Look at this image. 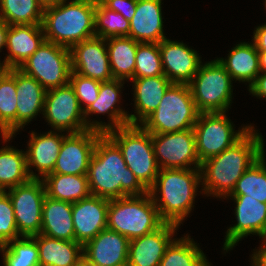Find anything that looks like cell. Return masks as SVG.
Returning a JSON list of instances; mask_svg holds the SVG:
<instances>
[{"mask_svg": "<svg viewBox=\"0 0 266 266\" xmlns=\"http://www.w3.org/2000/svg\"><path fill=\"white\" fill-rule=\"evenodd\" d=\"M121 150L127 167L149 189L160 168L156 162L152 134L141 125H126L105 133Z\"/></svg>", "mask_w": 266, "mask_h": 266, "instance_id": "cell-7", "label": "cell"}, {"mask_svg": "<svg viewBox=\"0 0 266 266\" xmlns=\"http://www.w3.org/2000/svg\"><path fill=\"white\" fill-rule=\"evenodd\" d=\"M164 75L159 43H138L134 78Z\"/></svg>", "mask_w": 266, "mask_h": 266, "instance_id": "cell-39", "label": "cell"}, {"mask_svg": "<svg viewBox=\"0 0 266 266\" xmlns=\"http://www.w3.org/2000/svg\"><path fill=\"white\" fill-rule=\"evenodd\" d=\"M164 223L149 192L110 199L107 228L129 240L149 234Z\"/></svg>", "mask_w": 266, "mask_h": 266, "instance_id": "cell-5", "label": "cell"}, {"mask_svg": "<svg viewBox=\"0 0 266 266\" xmlns=\"http://www.w3.org/2000/svg\"><path fill=\"white\" fill-rule=\"evenodd\" d=\"M199 111L189 84L173 83L156 110L140 125L151 134H166L193 129Z\"/></svg>", "mask_w": 266, "mask_h": 266, "instance_id": "cell-6", "label": "cell"}, {"mask_svg": "<svg viewBox=\"0 0 266 266\" xmlns=\"http://www.w3.org/2000/svg\"><path fill=\"white\" fill-rule=\"evenodd\" d=\"M252 42L258 51H266V24L257 26L253 32Z\"/></svg>", "mask_w": 266, "mask_h": 266, "instance_id": "cell-44", "label": "cell"}, {"mask_svg": "<svg viewBox=\"0 0 266 266\" xmlns=\"http://www.w3.org/2000/svg\"><path fill=\"white\" fill-rule=\"evenodd\" d=\"M69 83L73 87L81 109L86 110L90 104L96 101L99 95L101 82L71 71ZM85 106H83V105Z\"/></svg>", "mask_w": 266, "mask_h": 266, "instance_id": "cell-40", "label": "cell"}, {"mask_svg": "<svg viewBox=\"0 0 266 266\" xmlns=\"http://www.w3.org/2000/svg\"><path fill=\"white\" fill-rule=\"evenodd\" d=\"M161 4L162 0H137L128 36L139 43H159L166 39Z\"/></svg>", "mask_w": 266, "mask_h": 266, "instance_id": "cell-24", "label": "cell"}, {"mask_svg": "<svg viewBox=\"0 0 266 266\" xmlns=\"http://www.w3.org/2000/svg\"><path fill=\"white\" fill-rule=\"evenodd\" d=\"M259 67L261 72H266V51H258Z\"/></svg>", "mask_w": 266, "mask_h": 266, "instance_id": "cell-48", "label": "cell"}, {"mask_svg": "<svg viewBox=\"0 0 266 266\" xmlns=\"http://www.w3.org/2000/svg\"><path fill=\"white\" fill-rule=\"evenodd\" d=\"M19 69L46 90L66 85L71 73L70 49L45 40Z\"/></svg>", "mask_w": 266, "mask_h": 266, "instance_id": "cell-9", "label": "cell"}, {"mask_svg": "<svg viewBox=\"0 0 266 266\" xmlns=\"http://www.w3.org/2000/svg\"><path fill=\"white\" fill-rule=\"evenodd\" d=\"M164 75L177 84H189L201 65V57L183 42L168 38L159 42Z\"/></svg>", "mask_w": 266, "mask_h": 266, "instance_id": "cell-17", "label": "cell"}, {"mask_svg": "<svg viewBox=\"0 0 266 266\" xmlns=\"http://www.w3.org/2000/svg\"><path fill=\"white\" fill-rule=\"evenodd\" d=\"M156 162L160 169L200 168L193 129L166 134H152Z\"/></svg>", "mask_w": 266, "mask_h": 266, "instance_id": "cell-13", "label": "cell"}, {"mask_svg": "<svg viewBox=\"0 0 266 266\" xmlns=\"http://www.w3.org/2000/svg\"><path fill=\"white\" fill-rule=\"evenodd\" d=\"M263 136L251 126L231 147L200 166L203 194L227 198L245 171L263 154Z\"/></svg>", "mask_w": 266, "mask_h": 266, "instance_id": "cell-1", "label": "cell"}, {"mask_svg": "<svg viewBox=\"0 0 266 266\" xmlns=\"http://www.w3.org/2000/svg\"><path fill=\"white\" fill-rule=\"evenodd\" d=\"M250 127L243 126L236 132L226 112L199 113L193 127L199 161L202 163L219 155L237 142Z\"/></svg>", "mask_w": 266, "mask_h": 266, "instance_id": "cell-10", "label": "cell"}, {"mask_svg": "<svg viewBox=\"0 0 266 266\" xmlns=\"http://www.w3.org/2000/svg\"><path fill=\"white\" fill-rule=\"evenodd\" d=\"M237 223L226 231L224 251L228 252L244 237L258 235L263 238L266 234V203L253 198H232Z\"/></svg>", "mask_w": 266, "mask_h": 266, "instance_id": "cell-18", "label": "cell"}, {"mask_svg": "<svg viewBox=\"0 0 266 266\" xmlns=\"http://www.w3.org/2000/svg\"><path fill=\"white\" fill-rule=\"evenodd\" d=\"M40 234L55 239L75 241L72 203L45 196Z\"/></svg>", "mask_w": 266, "mask_h": 266, "instance_id": "cell-27", "label": "cell"}, {"mask_svg": "<svg viewBox=\"0 0 266 266\" xmlns=\"http://www.w3.org/2000/svg\"><path fill=\"white\" fill-rule=\"evenodd\" d=\"M27 170L26 151L13 146L0 149V190L7 191L30 180Z\"/></svg>", "mask_w": 266, "mask_h": 266, "instance_id": "cell-33", "label": "cell"}, {"mask_svg": "<svg viewBox=\"0 0 266 266\" xmlns=\"http://www.w3.org/2000/svg\"><path fill=\"white\" fill-rule=\"evenodd\" d=\"M8 31V24L0 19V50L4 47L6 48V36ZM0 67L2 68V63L0 61Z\"/></svg>", "mask_w": 266, "mask_h": 266, "instance_id": "cell-46", "label": "cell"}, {"mask_svg": "<svg viewBox=\"0 0 266 266\" xmlns=\"http://www.w3.org/2000/svg\"><path fill=\"white\" fill-rule=\"evenodd\" d=\"M251 256V266H266V248L256 249Z\"/></svg>", "mask_w": 266, "mask_h": 266, "instance_id": "cell-45", "label": "cell"}, {"mask_svg": "<svg viewBox=\"0 0 266 266\" xmlns=\"http://www.w3.org/2000/svg\"><path fill=\"white\" fill-rule=\"evenodd\" d=\"M42 114L55 131L79 133L88 130L84 111L70 83L46 91Z\"/></svg>", "mask_w": 266, "mask_h": 266, "instance_id": "cell-12", "label": "cell"}, {"mask_svg": "<svg viewBox=\"0 0 266 266\" xmlns=\"http://www.w3.org/2000/svg\"><path fill=\"white\" fill-rule=\"evenodd\" d=\"M129 21L116 11L104 5H96L95 10V35L103 39L110 37L128 36Z\"/></svg>", "mask_w": 266, "mask_h": 266, "instance_id": "cell-38", "label": "cell"}, {"mask_svg": "<svg viewBox=\"0 0 266 266\" xmlns=\"http://www.w3.org/2000/svg\"><path fill=\"white\" fill-rule=\"evenodd\" d=\"M95 5H105L108 1L111 0H91Z\"/></svg>", "mask_w": 266, "mask_h": 266, "instance_id": "cell-50", "label": "cell"}, {"mask_svg": "<svg viewBox=\"0 0 266 266\" xmlns=\"http://www.w3.org/2000/svg\"><path fill=\"white\" fill-rule=\"evenodd\" d=\"M1 251L3 266H40L38 246L32 237L11 240Z\"/></svg>", "mask_w": 266, "mask_h": 266, "instance_id": "cell-37", "label": "cell"}, {"mask_svg": "<svg viewBox=\"0 0 266 266\" xmlns=\"http://www.w3.org/2000/svg\"><path fill=\"white\" fill-rule=\"evenodd\" d=\"M22 237L17 230L14 209L6 191L0 192V244Z\"/></svg>", "mask_w": 266, "mask_h": 266, "instance_id": "cell-41", "label": "cell"}, {"mask_svg": "<svg viewBox=\"0 0 266 266\" xmlns=\"http://www.w3.org/2000/svg\"><path fill=\"white\" fill-rule=\"evenodd\" d=\"M60 133L62 131L57 133L50 130L40 135L34 131L31 132L28 150H26L27 170L31 179H43L53 173L65 134ZM34 166L39 174L31 170Z\"/></svg>", "mask_w": 266, "mask_h": 266, "instance_id": "cell-22", "label": "cell"}, {"mask_svg": "<svg viewBox=\"0 0 266 266\" xmlns=\"http://www.w3.org/2000/svg\"><path fill=\"white\" fill-rule=\"evenodd\" d=\"M7 193L14 209L18 233L25 237L40 234L46 196L42 179H30L24 184L8 189Z\"/></svg>", "mask_w": 266, "mask_h": 266, "instance_id": "cell-11", "label": "cell"}, {"mask_svg": "<svg viewBox=\"0 0 266 266\" xmlns=\"http://www.w3.org/2000/svg\"><path fill=\"white\" fill-rule=\"evenodd\" d=\"M65 0H37L38 4L44 9L57 6Z\"/></svg>", "mask_w": 266, "mask_h": 266, "instance_id": "cell-47", "label": "cell"}, {"mask_svg": "<svg viewBox=\"0 0 266 266\" xmlns=\"http://www.w3.org/2000/svg\"><path fill=\"white\" fill-rule=\"evenodd\" d=\"M71 71L79 75L107 82L113 80L106 39L98 36L77 43L70 49Z\"/></svg>", "mask_w": 266, "mask_h": 266, "instance_id": "cell-15", "label": "cell"}, {"mask_svg": "<svg viewBox=\"0 0 266 266\" xmlns=\"http://www.w3.org/2000/svg\"><path fill=\"white\" fill-rule=\"evenodd\" d=\"M43 11L37 0H0V19L8 25L42 24Z\"/></svg>", "mask_w": 266, "mask_h": 266, "instance_id": "cell-36", "label": "cell"}, {"mask_svg": "<svg viewBox=\"0 0 266 266\" xmlns=\"http://www.w3.org/2000/svg\"><path fill=\"white\" fill-rule=\"evenodd\" d=\"M87 176L93 196L115 199L148 192L127 167L119 147L105 133L96 141Z\"/></svg>", "mask_w": 266, "mask_h": 266, "instance_id": "cell-2", "label": "cell"}, {"mask_svg": "<svg viewBox=\"0 0 266 266\" xmlns=\"http://www.w3.org/2000/svg\"><path fill=\"white\" fill-rule=\"evenodd\" d=\"M262 239H263V241H262V244L260 245L259 248H266V234Z\"/></svg>", "mask_w": 266, "mask_h": 266, "instance_id": "cell-51", "label": "cell"}, {"mask_svg": "<svg viewBox=\"0 0 266 266\" xmlns=\"http://www.w3.org/2000/svg\"><path fill=\"white\" fill-rule=\"evenodd\" d=\"M110 199L90 195L72 203L75 241L84 245L107 228Z\"/></svg>", "mask_w": 266, "mask_h": 266, "instance_id": "cell-19", "label": "cell"}, {"mask_svg": "<svg viewBox=\"0 0 266 266\" xmlns=\"http://www.w3.org/2000/svg\"><path fill=\"white\" fill-rule=\"evenodd\" d=\"M228 198H253L266 203V161L263 154L237 181Z\"/></svg>", "mask_w": 266, "mask_h": 266, "instance_id": "cell-34", "label": "cell"}, {"mask_svg": "<svg viewBox=\"0 0 266 266\" xmlns=\"http://www.w3.org/2000/svg\"><path fill=\"white\" fill-rule=\"evenodd\" d=\"M132 83L136 114H129V122L131 125H140L156 110L165 92L173 83L165 75L133 78Z\"/></svg>", "mask_w": 266, "mask_h": 266, "instance_id": "cell-26", "label": "cell"}, {"mask_svg": "<svg viewBox=\"0 0 266 266\" xmlns=\"http://www.w3.org/2000/svg\"><path fill=\"white\" fill-rule=\"evenodd\" d=\"M248 91L253 96L259 97V99H266V72H260L258 74L257 78L249 86Z\"/></svg>", "mask_w": 266, "mask_h": 266, "instance_id": "cell-43", "label": "cell"}, {"mask_svg": "<svg viewBox=\"0 0 266 266\" xmlns=\"http://www.w3.org/2000/svg\"><path fill=\"white\" fill-rule=\"evenodd\" d=\"M42 181L52 199L75 203L91 195L87 175L50 173Z\"/></svg>", "mask_w": 266, "mask_h": 266, "instance_id": "cell-32", "label": "cell"}, {"mask_svg": "<svg viewBox=\"0 0 266 266\" xmlns=\"http://www.w3.org/2000/svg\"><path fill=\"white\" fill-rule=\"evenodd\" d=\"M136 5L137 0H111L104 6L117 13H121L128 21H130L135 14Z\"/></svg>", "mask_w": 266, "mask_h": 266, "instance_id": "cell-42", "label": "cell"}, {"mask_svg": "<svg viewBox=\"0 0 266 266\" xmlns=\"http://www.w3.org/2000/svg\"><path fill=\"white\" fill-rule=\"evenodd\" d=\"M217 60L230 74L233 81L248 82V87L261 72L258 50L252 42H240L230 50L227 59L217 58Z\"/></svg>", "mask_w": 266, "mask_h": 266, "instance_id": "cell-29", "label": "cell"}, {"mask_svg": "<svg viewBox=\"0 0 266 266\" xmlns=\"http://www.w3.org/2000/svg\"><path fill=\"white\" fill-rule=\"evenodd\" d=\"M138 43L129 36L106 39L108 58L114 79L131 81L134 78Z\"/></svg>", "mask_w": 266, "mask_h": 266, "instance_id": "cell-31", "label": "cell"}, {"mask_svg": "<svg viewBox=\"0 0 266 266\" xmlns=\"http://www.w3.org/2000/svg\"><path fill=\"white\" fill-rule=\"evenodd\" d=\"M130 240L108 228L83 245V258L95 266H127Z\"/></svg>", "mask_w": 266, "mask_h": 266, "instance_id": "cell-21", "label": "cell"}, {"mask_svg": "<svg viewBox=\"0 0 266 266\" xmlns=\"http://www.w3.org/2000/svg\"><path fill=\"white\" fill-rule=\"evenodd\" d=\"M66 1L44 9L41 25L46 41L71 49L96 36V5L91 0Z\"/></svg>", "mask_w": 266, "mask_h": 266, "instance_id": "cell-4", "label": "cell"}, {"mask_svg": "<svg viewBox=\"0 0 266 266\" xmlns=\"http://www.w3.org/2000/svg\"><path fill=\"white\" fill-rule=\"evenodd\" d=\"M16 68L0 67V132L3 142L16 134Z\"/></svg>", "mask_w": 266, "mask_h": 266, "instance_id": "cell-30", "label": "cell"}, {"mask_svg": "<svg viewBox=\"0 0 266 266\" xmlns=\"http://www.w3.org/2000/svg\"><path fill=\"white\" fill-rule=\"evenodd\" d=\"M177 239L174 238L167 247L159 266H211L189 235Z\"/></svg>", "mask_w": 266, "mask_h": 266, "instance_id": "cell-35", "label": "cell"}, {"mask_svg": "<svg viewBox=\"0 0 266 266\" xmlns=\"http://www.w3.org/2000/svg\"><path fill=\"white\" fill-rule=\"evenodd\" d=\"M200 182V168L159 170L148 192L165 223L179 226L188 217Z\"/></svg>", "mask_w": 266, "mask_h": 266, "instance_id": "cell-3", "label": "cell"}, {"mask_svg": "<svg viewBox=\"0 0 266 266\" xmlns=\"http://www.w3.org/2000/svg\"><path fill=\"white\" fill-rule=\"evenodd\" d=\"M46 91L35 78L16 68V132L43 113Z\"/></svg>", "mask_w": 266, "mask_h": 266, "instance_id": "cell-25", "label": "cell"}, {"mask_svg": "<svg viewBox=\"0 0 266 266\" xmlns=\"http://www.w3.org/2000/svg\"><path fill=\"white\" fill-rule=\"evenodd\" d=\"M45 40L41 24L8 25L6 36L8 55L2 62V68H19Z\"/></svg>", "mask_w": 266, "mask_h": 266, "instance_id": "cell-23", "label": "cell"}, {"mask_svg": "<svg viewBox=\"0 0 266 266\" xmlns=\"http://www.w3.org/2000/svg\"><path fill=\"white\" fill-rule=\"evenodd\" d=\"M232 81L217 59L201 63L189 83L197 110L200 113L227 112L233 97Z\"/></svg>", "mask_w": 266, "mask_h": 266, "instance_id": "cell-8", "label": "cell"}, {"mask_svg": "<svg viewBox=\"0 0 266 266\" xmlns=\"http://www.w3.org/2000/svg\"><path fill=\"white\" fill-rule=\"evenodd\" d=\"M102 134L92 129L65 134L53 173L87 175L96 141Z\"/></svg>", "mask_w": 266, "mask_h": 266, "instance_id": "cell-14", "label": "cell"}, {"mask_svg": "<svg viewBox=\"0 0 266 266\" xmlns=\"http://www.w3.org/2000/svg\"><path fill=\"white\" fill-rule=\"evenodd\" d=\"M124 81L113 79L107 82H101L99 95L95 102L89 105L84 110V117L88 129L96 130L101 133H106L112 129L129 125V113L117 106L121 96V88L124 86ZM117 106V107H116ZM108 114L109 123L92 121L89 118L91 114ZM89 118V120L87 119Z\"/></svg>", "mask_w": 266, "mask_h": 266, "instance_id": "cell-16", "label": "cell"}, {"mask_svg": "<svg viewBox=\"0 0 266 266\" xmlns=\"http://www.w3.org/2000/svg\"><path fill=\"white\" fill-rule=\"evenodd\" d=\"M38 246L40 266H78L83 258V245L37 234L31 236Z\"/></svg>", "mask_w": 266, "mask_h": 266, "instance_id": "cell-28", "label": "cell"}, {"mask_svg": "<svg viewBox=\"0 0 266 266\" xmlns=\"http://www.w3.org/2000/svg\"><path fill=\"white\" fill-rule=\"evenodd\" d=\"M178 228L164 223L157 230L130 240L127 266H159Z\"/></svg>", "mask_w": 266, "mask_h": 266, "instance_id": "cell-20", "label": "cell"}, {"mask_svg": "<svg viewBox=\"0 0 266 266\" xmlns=\"http://www.w3.org/2000/svg\"><path fill=\"white\" fill-rule=\"evenodd\" d=\"M78 266H95L94 264L88 262L86 259L82 258L78 264Z\"/></svg>", "mask_w": 266, "mask_h": 266, "instance_id": "cell-49", "label": "cell"}]
</instances>
